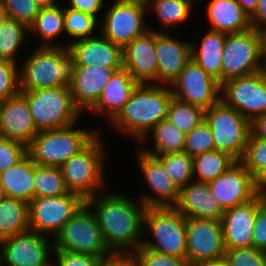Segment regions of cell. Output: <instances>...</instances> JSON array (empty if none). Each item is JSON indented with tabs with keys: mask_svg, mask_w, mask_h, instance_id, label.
Wrapping results in <instances>:
<instances>
[{
	"mask_svg": "<svg viewBox=\"0 0 266 266\" xmlns=\"http://www.w3.org/2000/svg\"><path fill=\"white\" fill-rule=\"evenodd\" d=\"M86 204L93 208L111 252H135L141 246L147 208L142 202L138 204L125 194L98 193L88 198Z\"/></svg>",
	"mask_w": 266,
	"mask_h": 266,
	"instance_id": "6da1fadb",
	"label": "cell"
},
{
	"mask_svg": "<svg viewBox=\"0 0 266 266\" xmlns=\"http://www.w3.org/2000/svg\"><path fill=\"white\" fill-rule=\"evenodd\" d=\"M170 86L162 84L138 83L129 101L111 121L114 127L145 142L149 131L161 120L166 119L172 99Z\"/></svg>",
	"mask_w": 266,
	"mask_h": 266,
	"instance_id": "7a4b0ae2",
	"label": "cell"
},
{
	"mask_svg": "<svg viewBox=\"0 0 266 266\" xmlns=\"http://www.w3.org/2000/svg\"><path fill=\"white\" fill-rule=\"evenodd\" d=\"M18 67L19 90L70 86L74 72V57L68 47L39 46Z\"/></svg>",
	"mask_w": 266,
	"mask_h": 266,
	"instance_id": "3957f363",
	"label": "cell"
},
{
	"mask_svg": "<svg viewBox=\"0 0 266 266\" xmlns=\"http://www.w3.org/2000/svg\"><path fill=\"white\" fill-rule=\"evenodd\" d=\"M75 124L39 131L27 146L32 161L41 166L60 167L99 134L98 130L76 129Z\"/></svg>",
	"mask_w": 266,
	"mask_h": 266,
	"instance_id": "277c9868",
	"label": "cell"
},
{
	"mask_svg": "<svg viewBox=\"0 0 266 266\" xmlns=\"http://www.w3.org/2000/svg\"><path fill=\"white\" fill-rule=\"evenodd\" d=\"M105 152L97 134L82 150L59 167L69 192L80 195L86 201L102 191L106 186L103 176Z\"/></svg>",
	"mask_w": 266,
	"mask_h": 266,
	"instance_id": "5b68a950",
	"label": "cell"
},
{
	"mask_svg": "<svg viewBox=\"0 0 266 266\" xmlns=\"http://www.w3.org/2000/svg\"><path fill=\"white\" fill-rule=\"evenodd\" d=\"M20 92L27 99L38 132L70 126L81 116L73 103L69 86Z\"/></svg>",
	"mask_w": 266,
	"mask_h": 266,
	"instance_id": "8992f818",
	"label": "cell"
},
{
	"mask_svg": "<svg viewBox=\"0 0 266 266\" xmlns=\"http://www.w3.org/2000/svg\"><path fill=\"white\" fill-rule=\"evenodd\" d=\"M146 225L155 242L142 240L140 247L186 259V217L180 211L174 206L148 207L144 214L143 234Z\"/></svg>",
	"mask_w": 266,
	"mask_h": 266,
	"instance_id": "52a82bcc",
	"label": "cell"
},
{
	"mask_svg": "<svg viewBox=\"0 0 266 266\" xmlns=\"http://www.w3.org/2000/svg\"><path fill=\"white\" fill-rule=\"evenodd\" d=\"M85 203L53 238L54 251L88 254L104 258L112 252L106 245L97 218Z\"/></svg>",
	"mask_w": 266,
	"mask_h": 266,
	"instance_id": "ba28073f",
	"label": "cell"
},
{
	"mask_svg": "<svg viewBox=\"0 0 266 266\" xmlns=\"http://www.w3.org/2000/svg\"><path fill=\"white\" fill-rule=\"evenodd\" d=\"M205 122L211 129L214 148L241 161L250 132V121L221 100L205 110Z\"/></svg>",
	"mask_w": 266,
	"mask_h": 266,
	"instance_id": "9c48e42d",
	"label": "cell"
},
{
	"mask_svg": "<svg viewBox=\"0 0 266 266\" xmlns=\"http://www.w3.org/2000/svg\"><path fill=\"white\" fill-rule=\"evenodd\" d=\"M222 57V83L265 70L260 31L226 34Z\"/></svg>",
	"mask_w": 266,
	"mask_h": 266,
	"instance_id": "30bf717a",
	"label": "cell"
},
{
	"mask_svg": "<svg viewBox=\"0 0 266 266\" xmlns=\"http://www.w3.org/2000/svg\"><path fill=\"white\" fill-rule=\"evenodd\" d=\"M220 100L250 122L266 113V69L221 83Z\"/></svg>",
	"mask_w": 266,
	"mask_h": 266,
	"instance_id": "8fae6325",
	"label": "cell"
},
{
	"mask_svg": "<svg viewBox=\"0 0 266 266\" xmlns=\"http://www.w3.org/2000/svg\"><path fill=\"white\" fill-rule=\"evenodd\" d=\"M86 201L75 193L58 197H36L29 202V225L42 235H54L61 231L64 224L73 217ZM52 233V234H51Z\"/></svg>",
	"mask_w": 266,
	"mask_h": 266,
	"instance_id": "7c38bea8",
	"label": "cell"
},
{
	"mask_svg": "<svg viewBox=\"0 0 266 266\" xmlns=\"http://www.w3.org/2000/svg\"><path fill=\"white\" fill-rule=\"evenodd\" d=\"M187 254L190 266L224 260L225 246L221 220L186 218Z\"/></svg>",
	"mask_w": 266,
	"mask_h": 266,
	"instance_id": "4fadbf2b",
	"label": "cell"
},
{
	"mask_svg": "<svg viewBox=\"0 0 266 266\" xmlns=\"http://www.w3.org/2000/svg\"><path fill=\"white\" fill-rule=\"evenodd\" d=\"M108 9L100 23V33L122 48L150 29L144 24L148 8L143 3L116 0Z\"/></svg>",
	"mask_w": 266,
	"mask_h": 266,
	"instance_id": "5bb4252c",
	"label": "cell"
},
{
	"mask_svg": "<svg viewBox=\"0 0 266 266\" xmlns=\"http://www.w3.org/2000/svg\"><path fill=\"white\" fill-rule=\"evenodd\" d=\"M169 86L175 99L205 110L220 101L221 84L192 58Z\"/></svg>",
	"mask_w": 266,
	"mask_h": 266,
	"instance_id": "9a60e30c",
	"label": "cell"
},
{
	"mask_svg": "<svg viewBox=\"0 0 266 266\" xmlns=\"http://www.w3.org/2000/svg\"><path fill=\"white\" fill-rule=\"evenodd\" d=\"M50 244L45 235L30 229L5 238L0 241V266H51L53 241Z\"/></svg>",
	"mask_w": 266,
	"mask_h": 266,
	"instance_id": "2e32d148",
	"label": "cell"
},
{
	"mask_svg": "<svg viewBox=\"0 0 266 266\" xmlns=\"http://www.w3.org/2000/svg\"><path fill=\"white\" fill-rule=\"evenodd\" d=\"M208 185L212 196L224 211L246 203L256 196L255 179L241 161H235Z\"/></svg>",
	"mask_w": 266,
	"mask_h": 266,
	"instance_id": "e0dca14e",
	"label": "cell"
},
{
	"mask_svg": "<svg viewBox=\"0 0 266 266\" xmlns=\"http://www.w3.org/2000/svg\"><path fill=\"white\" fill-rule=\"evenodd\" d=\"M122 56L123 68L137 83L157 84L158 64L154 29H149L144 35L127 43L122 48Z\"/></svg>",
	"mask_w": 266,
	"mask_h": 266,
	"instance_id": "ac0fdd59",
	"label": "cell"
},
{
	"mask_svg": "<svg viewBox=\"0 0 266 266\" xmlns=\"http://www.w3.org/2000/svg\"><path fill=\"white\" fill-rule=\"evenodd\" d=\"M138 163L150 190L154 196L144 194L141 202L148 207L175 206L179 199L180 189L166 173L160 159L138 150Z\"/></svg>",
	"mask_w": 266,
	"mask_h": 266,
	"instance_id": "d6986e66",
	"label": "cell"
},
{
	"mask_svg": "<svg viewBox=\"0 0 266 266\" xmlns=\"http://www.w3.org/2000/svg\"><path fill=\"white\" fill-rule=\"evenodd\" d=\"M265 201L256 195L252 200L224 212L221 223L225 248L252 247L255 216Z\"/></svg>",
	"mask_w": 266,
	"mask_h": 266,
	"instance_id": "ffe728a7",
	"label": "cell"
},
{
	"mask_svg": "<svg viewBox=\"0 0 266 266\" xmlns=\"http://www.w3.org/2000/svg\"><path fill=\"white\" fill-rule=\"evenodd\" d=\"M37 133L27 99L20 91L0 101V136L28 146Z\"/></svg>",
	"mask_w": 266,
	"mask_h": 266,
	"instance_id": "44dd1931",
	"label": "cell"
},
{
	"mask_svg": "<svg viewBox=\"0 0 266 266\" xmlns=\"http://www.w3.org/2000/svg\"><path fill=\"white\" fill-rule=\"evenodd\" d=\"M74 57L75 66L123 68L122 47L101 34L65 44Z\"/></svg>",
	"mask_w": 266,
	"mask_h": 266,
	"instance_id": "7402d4cb",
	"label": "cell"
},
{
	"mask_svg": "<svg viewBox=\"0 0 266 266\" xmlns=\"http://www.w3.org/2000/svg\"><path fill=\"white\" fill-rule=\"evenodd\" d=\"M192 42L180 41L155 30L157 84L170 85L191 59Z\"/></svg>",
	"mask_w": 266,
	"mask_h": 266,
	"instance_id": "603a6c76",
	"label": "cell"
},
{
	"mask_svg": "<svg viewBox=\"0 0 266 266\" xmlns=\"http://www.w3.org/2000/svg\"><path fill=\"white\" fill-rule=\"evenodd\" d=\"M121 68L100 66H74L70 91L74 105L83 112L90 110L98 101L103 88L113 73Z\"/></svg>",
	"mask_w": 266,
	"mask_h": 266,
	"instance_id": "cb8c5ba5",
	"label": "cell"
},
{
	"mask_svg": "<svg viewBox=\"0 0 266 266\" xmlns=\"http://www.w3.org/2000/svg\"><path fill=\"white\" fill-rule=\"evenodd\" d=\"M174 207L186 218L221 220L225 212L212 196L208 183L195 180L180 188L179 199Z\"/></svg>",
	"mask_w": 266,
	"mask_h": 266,
	"instance_id": "d4e9b609",
	"label": "cell"
},
{
	"mask_svg": "<svg viewBox=\"0 0 266 266\" xmlns=\"http://www.w3.org/2000/svg\"><path fill=\"white\" fill-rule=\"evenodd\" d=\"M137 84L126 69L115 71L90 111L106 114L111 122L129 101Z\"/></svg>",
	"mask_w": 266,
	"mask_h": 266,
	"instance_id": "484cf974",
	"label": "cell"
},
{
	"mask_svg": "<svg viewBox=\"0 0 266 266\" xmlns=\"http://www.w3.org/2000/svg\"><path fill=\"white\" fill-rule=\"evenodd\" d=\"M206 12L209 30L231 34L251 29L250 16L238 0H210Z\"/></svg>",
	"mask_w": 266,
	"mask_h": 266,
	"instance_id": "4316f807",
	"label": "cell"
},
{
	"mask_svg": "<svg viewBox=\"0 0 266 266\" xmlns=\"http://www.w3.org/2000/svg\"><path fill=\"white\" fill-rule=\"evenodd\" d=\"M35 163L27 154L17 164L0 173L6 197L30 202L34 198Z\"/></svg>",
	"mask_w": 266,
	"mask_h": 266,
	"instance_id": "83f0119b",
	"label": "cell"
},
{
	"mask_svg": "<svg viewBox=\"0 0 266 266\" xmlns=\"http://www.w3.org/2000/svg\"><path fill=\"white\" fill-rule=\"evenodd\" d=\"M225 39V33L208 30L200 45L191 44V58L220 84L222 83V56Z\"/></svg>",
	"mask_w": 266,
	"mask_h": 266,
	"instance_id": "f1b7e54d",
	"label": "cell"
},
{
	"mask_svg": "<svg viewBox=\"0 0 266 266\" xmlns=\"http://www.w3.org/2000/svg\"><path fill=\"white\" fill-rule=\"evenodd\" d=\"M29 229V203L12 197L0 200V241Z\"/></svg>",
	"mask_w": 266,
	"mask_h": 266,
	"instance_id": "f546056e",
	"label": "cell"
},
{
	"mask_svg": "<svg viewBox=\"0 0 266 266\" xmlns=\"http://www.w3.org/2000/svg\"><path fill=\"white\" fill-rule=\"evenodd\" d=\"M153 138V150H141L151 156H159L169 153H181L184 151L185 133L170 123L167 119L158 122L150 131Z\"/></svg>",
	"mask_w": 266,
	"mask_h": 266,
	"instance_id": "4dcf8cb0",
	"label": "cell"
},
{
	"mask_svg": "<svg viewBox=\"0 0 266 266\" xmlns=\"http://www.w3.org/2000/svg\"><path fill=\"white\" fill-rule=\"evenodd\" d=\"M30 32L38 33L42 43L39 46H57L51 42L59 34L65 32L64 8L59 4L53 7L40 8L34 23L28 28Z\"/></svg>",
	"mask_w": 266,
	"mask_h": 266,
	"instance_id": "1f68e13d",
	"label": "cell"
},
{
	"mask_svg": "<svg viewBox=\"0 0 266 266\" xmlns=\"http://www.w3.org/2000/svg\"><path fill=\"white\" fill-rule=\"evenodd\" d=\"M235 160L228 154L216 150L193 157V179L209 183L222 175Z\"/></svg>",
	"mask_w": 266,
	"mask_h": 266,
	"instance_id": "d6a6232c",
	"label": "cell"
},
{
	"mask_svg": "<svg viewBox=\"0 0 266 266\" xmlns=\"http://www.w3.org/2000/svg\"><path fill=\"white\" fill-rule=\"evenodd\" d=\"M192 3L195 2L192 0H151L147 8L148 10L154 9L153 12L159 18L163 28H168V26L171 28L187 21L192 12Z\"/></svg>",
	"mask_w": 266,
	"mask_h": 266,
	"instance_id": "836d02e7",
	"label": "cell"
},
{
	"mask_svg": "<svg viewBox=\"0 0 266 266\" xmlns=\"http://www.w3.org/2000/svg\"><path fill=\"white\" fill-rule=\"evenodd\" d=\"M34 198L58 197L69 193L59 167L35 164Z\"/></svg>",
	"mask_w": 266,
	"mask_h": 266,
	"instance_id": "e575fe53",
	"label": "cell"
},
{
	"mask_svg": "<svg viewBox=\"0 0 266 266\" xmlns=\"http://www.w3.org/2000/svg\"><path fill=\"white\" fill-rule=\"evenodd\" d=\"M166 119L186 134L205 121V109L172 97Z\"/></svg>",
	"mask_w": 266,
	"mask_h": 266,
	"instance_id": "d590c367",
	"label": "cell"
},
{
	"mask_svg": "<svg viewBox=\"0 0 266 266\" xmlns=\"http://www.w3.org/2000/svg\"><path fill=\"white\" fill-rule=\"evenodd\" d=\"M26 31L29 29L19 21L6 18L0 31V59H5L16 63L18 53L24 41Z\"/></svg>",
	"mask_w": 266,
	"mask_h": 266,
	"instance_id": "8d00e7d4",
	"label": "cell"
},
{
	"mask_svg": "<svg viewBox=\"0 0 266 266\" xmlns=\"http://www.w3.org/2000/svg\"><path fill=\"white\" fill-rule=\"evenodd\" d=\"M166 173L180 189L193 179V157L188 153H169L157 156Z\"/></svg>",
	"mask_w": 266,
	"mask_h": 266,
	"instance_id": "74e56055",
	"label": "cell"
},
{
	"mask_svg": "<svg viewBox=\"0 0 266 266\" xmlns=\"http://www.w3.org/2000/svg\"><path fill=\"white\" fill-rule=\"evenodd\" d=\"M98 17L71 8H64L65 32L75 41L94 37Z\"/></svg>",
	"mask_w": 266,
	"mask_h": 266,
	"instance_id": "f35d334b",
	"label": "cell"
},
{
	"mask_svg": "<svg viewBox=\"0 0 266 266\" xmlns=\"http://www.w3.org/2000/svg\"><path fill=\"white\" fill-rule=\"evenodd\" d=\"M212 150H215L212 132L205 121L186 133L183 152L194 157Z\"/></svg>",
	"mask_w": 266,
	"mask_h": 266,
	"instance_id": "ab89813d",
	"label": "cell"
},
{
	"mask_svg": "<svg viewBox=\"0 0 266 266\" xmlns=\"http://www.w3.org/2000/svg\"><path fill=\"white\" fill-rule=\"evenodd\" d=\"M225 249V266H266V251L254 247Z\"/></svg>",
	"mask_w": 266,
	"mask_h": 266,
	"instance_id": "60d3db41",
	"label": "cell"
},
{
	"mask_svg": "<svg viewBox=\"0 0 266 266\" xmlns=\"http://www.w3.org/2000/svg\"><path fill=\"white\" fill-rule=\"evenodd\" d=\"M241 162L255 178L266 168V140L254 138L250 134Z\"/></svg>",
	"mask_w": 266,
	"mask_h": 266,
	"instance_id": "b9f144b4",
	"label": "cell"
},
{
	"mask_svg": "<svg viewBox=\"0 0 266 266\" xmlns=\"http://www.w3.org/2000/svg\"><path fill=\"white\" fill-rule=\"evenodd\" d=\"M7 18L19 21L29 28L40 7L33 0H0Z\"/></svg>",
	"mask_w": 266,
	"mask_h": 266,
	"instance_id": "7bdbcfd3",
	"label": "cell"
},
{
	"mask_svg": "<svg viewBox=\"0 0 266 266\" xmlns=\"http://www.w3.org/2000/svg\"><path fill=\"white\" fill-rule=\"evenodd\" d=\"M140 266H190L185 258L167 255L144 247L133 252Z\"/></svg>",
	"mask_w": 266,
	"mask_h": 266,
	"instance_id": "ee69618b",
	"label": "cell"
},
{
	"mask_svg": "<svg viewBox=\"0 0 266 266\" xmlns=\"http://www.w3.org/2000/svg\"><path fill=\"white\" fill-rule=\"evenodd\" d=\"M19 91L17 63L0 59V101L16 95Z\"/></svg>",
	"mask_w": 266,
	"mask_h": 266,
	"instance_id": "f6af8a7d",
	"label": "cell"
},
{
	"mask_svg": "<svg viewBox=\"0 0 266 266\" xmlns=\"http://www.w3.org/2000/svg\"><path fill=\"white\" fill-rule=\"evenodd\" d=\"M27 155V146L0 136V173L17 164Z\"/></svg>",
	"mask_w": 266,
	"mask_h": 266,
	"instance_id": "bcb514c9",
	"label": "cell"
},
{
	"mask_svg": "<svg viewBox=\"0 0 266 266\" xmlns=\"http://www.w3.org/2000/svg\"><path fill=\"white\" fill-rule=\"evenodd\" d=\"M58 266H101L102 258L93 255L53 251Z\"/></svg>",
	"mask_w": 266,
	"mask_h": 266,
	"instance_id": "7dc6e473",
	"label": "cell"
},
{
	"mask_svg": "<svg viewBox=\"0 0 266 266\" xmlns=\"http://www.w3.org/2000/svg\"><path fill=\"white\" fill-rule=\"evenodd\" d=\"M252 247L266 251V201L257 209Z\"/></svg>",
	"mask_w": 266,
	"mask_h": 266,
	"instance_id": "c3c4849f",
	"label": "cell"
},
{
	"mask_svg": "<svg viewBox=\"0 0 266 266\" xmlns=\"http://www.w3.org/2000/svg\"><path fill=\"white\" fill-rule=\"evenodd\" d=\"M101 266H140L133 252H112L102 258Z\"/></svg>",
	"mask_w": 266,
	"mask_h": 266,
	"instance_id": "681fc988",
	"label": "cell"
},
{
	"mask_svg": "<svg viewBox=\"0 0 266 266\" xmlns=\"http://www.w3.org/2000/svg\"><path fill=\"white\" fill-rule=\"evenodd\" d=\"M103 3V0H69L70 6L67 7L97 17Z\"/></svg>",
	"mask_w": 266,
	"mask_h": 266,
	"instance_id": "f907efd6",
	"label": "cell"
},
{
	"mask_svg": "<svg viewBox=\"0 0 266 266\" xmlns=\"http://www.w3.org/2000/svg\"><path fill=\"white\" fill-rule=\"evenodd\" d=\"M251 28L261 31L266 28V0H258L254 13L250 16Z\"/></svg>",
	"mask_w": 266,
	"mask_h": 266,
	"instance_id": "816d5d0a",
	"label": "cell"
},
{
	"mask_svg": "<svg viewBox=\"0 0 266 266\" xmlns=\"http://www.w3.org/2000/svg\"><path fill=\"white\" fill-rule=\"evenodd\" d=\"M250 132L254 138L266 140V113L250 122Z\"/></svg>",
	"mask_w": 266,
	"mask_h": 266,
	"instance_id": "f5cc1de1",
	"label": "cell"
},
{
	"mask_svg": "<svg viewBox=\"0 0 266 266\" xmlns=\"http://www.w3.org/2000/svg\"><path fill=\"white\" fill-rule=\"evenodd\" d=\"M254 179L256 195L266 199V168L262 170Z\"/></svg>",
	"mask_w": 266,
	"mask_h": 266,
	"instance_id": "db71d44e",
	"label": "cell"
},
{
	"mask_svg": "<svg viewBox=\"0 0 266 266\" xmlns=\"http://www.w3.org/2000/svg\"><path fill=\"white\" fill-rule=\"evenodd\" d=\"M239 4L241 5V8L249 15L251 16L256 8L258 0H238Z\"/></svg>",
	"mask_w": 266,
	"mask_h": 266,
	"instance_id": "11a10c76",
	"label": "cell"
},
{
	"mask_svg": "<svg viewBox=\"0 0 266 266\" xmlns=\"http://www.w3.org/2000/svg\"><path fill=\"white\" fill-rule=\"evenodd\" d=\"M261 34V41H262V57H263V62L266 68V28L262 29L260 31Z\"/></svg>",
	"mask_w": 266,
	"mask_h": 266,
	"instance_id": "9f6ffc18",
	"label": "cell"
},
{
	"mask_svg": "<svg viewBox=\"0 0 266 266\" xmlns=\"http://www.w3.org/2000/svg\"><path fill=\"white\" fill-rule=\"evenodd\" d=\"M40 8L53 7L58 5L56 0H33Z\"/></svg>",
	"mask_w": 266,
	"mask_h": 266,
	"instance_id": "6f0895ef",
	"label": "cell"
},
{
	"mask_svg": "<svg viewBox=\"0 0 266 266\" xmlns=\"http://www.w3.org/2000/svg\"><path fill=\"white\" fill-rule=\"evenodd\" d=\"M6 18H7L6 12L2 8V4L0 2V31H1L2 24L6 20Z\"/></svg>",
	"mask_w": 266,
	"mask_h": 266,
	"instance_id": "680465c9",
	"label": "cell"
},
{
	"mask_svg": "<svg viewBox=\"0 0 266 266\" xmlns=\"http://www.w3.org/2000/svg\"><path fill=\"white\" fill-rule=\"evenodd\" d=\"M193 266H225V263L223 261L217 262V263H200Z\"/></svg>",
	"mask_w": 266,
	"mask_h": 266,
	"instance_id": "91938a15",
	"label": "cell"
},
{
	"mask_svg": "<svg viewBox=\"0 0 266 266\" xmlns=\"http://www.w3.org/2000/svg\"><path fill=\"white\" fill-rule=\"evenodd\" d=\"M126 2H138V3H143L145 5H147L151 0H123Z\"/></svg>",
	"mask_w": 266,
	"mask_h": 266,
	"instance_id": "94428289",
	"label": "cell"
},
{
	"mask_svg": "<svg viewBox=\"0 0 266 266\" xmlns=\"http://www.w3.org/2000/svg\"><path fill=\"white\" fill-rule=\"evenodd\" d=\"M5 197H6V194H5L4 188L0 182V200H2Z\"/></svg>",
	"mask_w": 266,
	"mask_h": 266,
	"instance_id": "6125c7cd",
	"label": "cell"
}]
</instances>
